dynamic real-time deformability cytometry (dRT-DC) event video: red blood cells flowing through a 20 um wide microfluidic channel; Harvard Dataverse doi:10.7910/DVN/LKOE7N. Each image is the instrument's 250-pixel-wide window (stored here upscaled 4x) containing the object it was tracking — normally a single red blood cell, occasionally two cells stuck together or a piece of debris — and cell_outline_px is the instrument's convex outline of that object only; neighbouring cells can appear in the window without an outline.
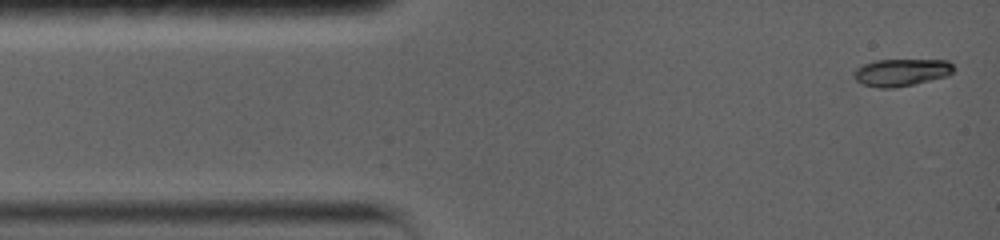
{"species": "common noctule bat (a hibernating species)", "species_latin": "Nyctalus noctula", "temperature_condition": "warm", "stored_images_in_passage": 42, "camera_frame_rate_fps": 5000, "um_per_image_px": 0.085, "animal": {"sex": "female", "body_mass_g": 19.0, "forearm_length_mm": 56.7}, "frame": {"image": 1, "passage_image": 1, "time_ms": 0.0, "image_size_px": [1000, 240], "cell_outline_px": [[952, 72], [948, 76], [912, 84], [892, 88], [880, 88], [864, 84], [856, 80], [852, 76], [852, 72], [856, 68], [864, 64], [876, 60], [948, 60], [952, 64]], "centroid_in_image_um": [76.58, 6.15], "position_along_channel_um": 8.4, "area_um2": 15.72}}
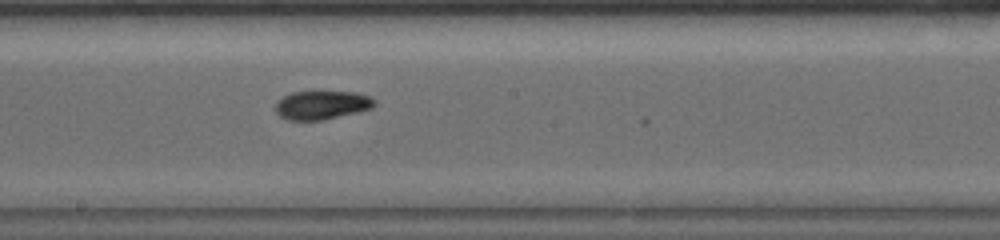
{"frame": {"image": 2, "passage_image": 19, "time_ms": 7.6, "image_size_px": [1000, 240], "cell_outline_px": [[376, 104], [372, 108], [356, 112], [320, 120], [288, 120], [280, 116], [276, 112], [276, 104], [284, 96], [292, 92], [356, 92], [372, 96], [376, 100]], "centroid_in_image_um": [27.39, 8.92], "position_along_channel_um": 220.8, "area_um2": 16.36}}
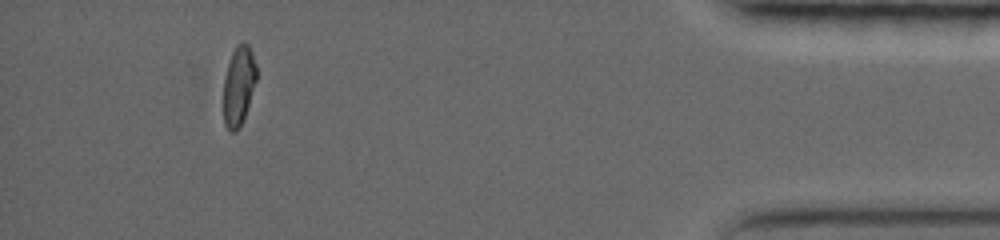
{"frame": {"image": 3, "passage_image": 36, "time_ms": 14.6, "image_size_px": [1000, 240], "cell_outline_px": [[256, 80], [240, 128], [236, 132], [228, 132], [224, 124], [224, 80], [228, 64], [232, 52], [236, 44], [240, 40], [244, 40], [248, 44], [252, 52], [256, 64]], "centroid_in_image_um": [20.28, 7.25], "position_along_channel_um": 414.9, "area_um2": 15.32}, "authors_computed_cell_mechanics": {"area_um2": 16.0395, "velocity_mm_per_s": 3.7442, "shape_relaxation_time_tau1_ms": 5.1593, "shape_relaxation_time_tau2_ms": 3.8381, "deformation_change_tau1": 0.1627, "deformation_change_tau2": 0.047}}